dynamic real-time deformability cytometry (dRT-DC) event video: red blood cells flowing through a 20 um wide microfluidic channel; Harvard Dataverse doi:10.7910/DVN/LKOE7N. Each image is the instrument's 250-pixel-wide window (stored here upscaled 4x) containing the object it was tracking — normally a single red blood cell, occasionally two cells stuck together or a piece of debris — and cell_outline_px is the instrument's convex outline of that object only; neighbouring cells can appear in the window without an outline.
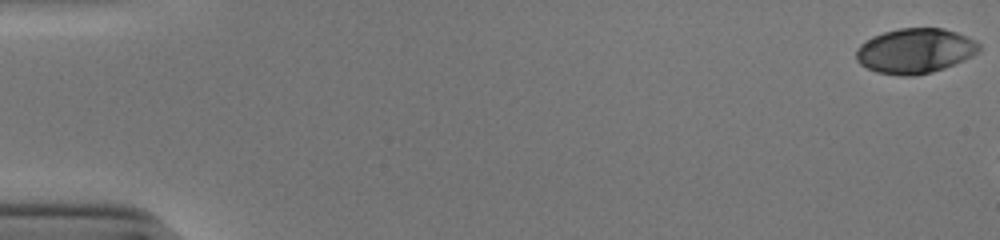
{"species": "human", "species_latin": "Homo sapiens", "temperature_condition": "cold", "stored_images_in_passage": 7, "camera_frame_rate_fps": 3000, "um_per_image_px": 0.085, "donor": {"sex": "male"}, "frame": {"image": 1, "passage_image": 1, "time_ms": 0.0, "image_size_px": [1000, 240], "cell_outline_px": [[980, 52], [964, 60], [944, 68], [932, 72], [912, 76], [900, 76], [876, 72], [860, 64], [856, 60], [856, 48], [860, 44], [872, 36], [884, 32], [900, 28], [944, 28], [956, 32], [976, 40], [980, 44]], "centroid_in_image_um": [77.78, 4.32], "position_along_channel_um": 7.2, "area_um2": 32.43}}